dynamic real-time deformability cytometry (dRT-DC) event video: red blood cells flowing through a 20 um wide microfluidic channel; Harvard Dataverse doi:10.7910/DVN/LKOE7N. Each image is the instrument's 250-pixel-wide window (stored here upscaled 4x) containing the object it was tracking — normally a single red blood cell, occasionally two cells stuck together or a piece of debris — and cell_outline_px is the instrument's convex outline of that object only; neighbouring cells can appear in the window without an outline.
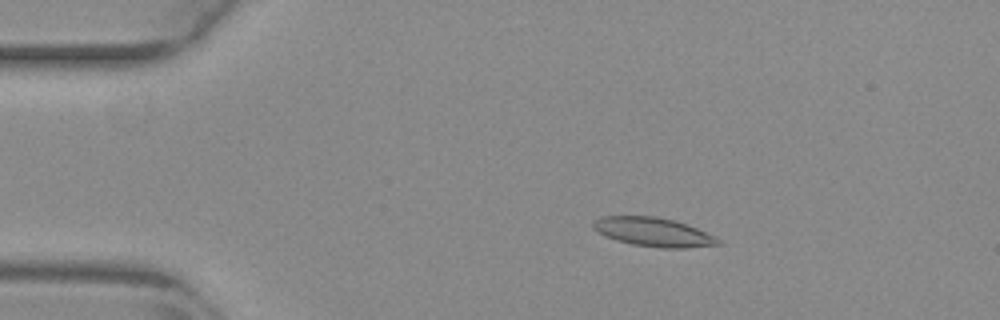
{"species": "common noctule bat (a hibernating species)", "species_latin": "Nyctalus noctula", "temperature_condition": "warm", "stored_images_in_passage": 54, "camera_frame_rate_fps": 3000, "um_per_image_px": 0.085, "animal": {"sex": "female", "body_mass_g": 29.2, "forearm_length_mm": 56.3}, "frame": {"image": 1, "passage_image": 9, "time_ms": 2.667, "image_size_px": [1000, 320], "cell_outline_px": [[720, 244], [688, 248], [660, 248], [632, 244], [616, 240], [604, 236], [592, 228], [592, 224], [600, 216], [656, 216], [676, 220], [688, 224], [716, 236], [720, 240]], "centroid_in_image_um": [55.55, 19.72], "position_along_channel_um": 29.5, "area_um2": 21.27}}
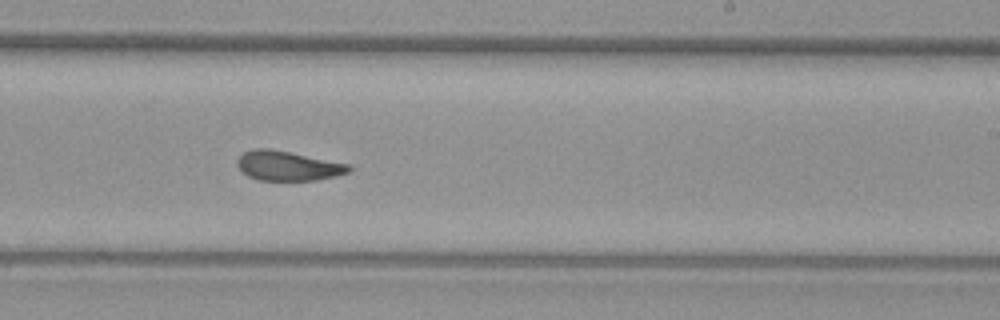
{"frame": {"image": 2, "passage_image": 32, "time_ms": 10.333, "image_size_px": [1000, 320], "cell_outline_px": [[352, 168], [348, 172], [336, 176], [316, 180], [260, 180], [248, 176], [236, 164], [236, 160], [244, 152], [256, 148], [268, 148], [348, 164]], "centroid_in_image_um": [24.45, 14.1], "position_along_channel_um": 264.6, "area_um2": 18.9}}
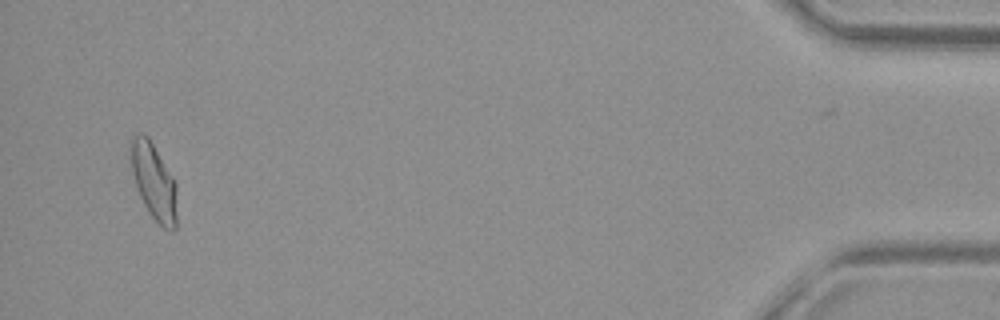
{"frame": {"image": 3, "passage_image": 51, "time_ms": 16.667, "image_size_px": [1000, 320], "cell_outline_px": [[176, 228], [172, 232], [164, 228], [148, 212], [140, 196], [132, 172], [132, 136], [136, 132], [140, 132], [148, 136], [176, 180]], "centroid_in_image_um": [13.11, 15.43], "position_along_channel_um": 422.1, "area_um2": 20.4}, "authors_computed_cell_mechanics": {"area_um2": 20.1722, "velocity_mm_per_s": 3.8329, "shape_relaxation_time_tau1_ms": null, "shape_relaxation_time_tau2_ms": 2.09, "deformation_change_tau1": null, "deformation_change_tau2": 0.0875}}